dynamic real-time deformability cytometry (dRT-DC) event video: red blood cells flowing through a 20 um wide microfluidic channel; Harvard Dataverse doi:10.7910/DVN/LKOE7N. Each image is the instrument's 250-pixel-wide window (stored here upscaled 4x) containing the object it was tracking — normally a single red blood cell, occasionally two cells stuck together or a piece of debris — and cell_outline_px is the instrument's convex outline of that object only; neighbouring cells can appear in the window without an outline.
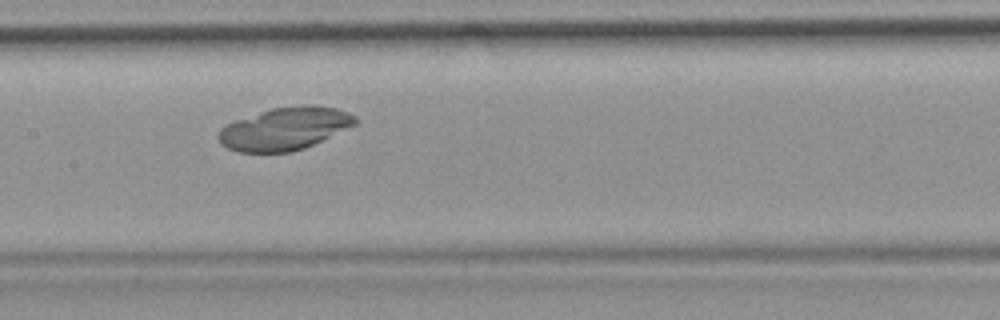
{"species": "common noctule bat (a hibernating species)", "species_latin": "Nyctalus noctula", "temperature_condition": "room temperature", "stored_images_in_passage": 47, "camera_frame_rate_fps": 3000, "um_per_image_px": 0.085, "animal": {"sex": "female", "body_mass_g": 19.9}, "frame": {"image": 1, "passage_image": 21, "time_ms": 6.667, "image_size_px": [1000, 320], "cell_outline_px": [[356, 124], [304, 148], [292, 152], [236, 152], [220, 144], [216, 136], [220, 128], [224, 124], [272, 108], [304, 104], [312, 104], [336, 108], [348, 112], [356, 116]], "centroid_in_image_um": [24.16, 10.93], "position_along_channel_um": 183.2, "area_um2": 34.04}}